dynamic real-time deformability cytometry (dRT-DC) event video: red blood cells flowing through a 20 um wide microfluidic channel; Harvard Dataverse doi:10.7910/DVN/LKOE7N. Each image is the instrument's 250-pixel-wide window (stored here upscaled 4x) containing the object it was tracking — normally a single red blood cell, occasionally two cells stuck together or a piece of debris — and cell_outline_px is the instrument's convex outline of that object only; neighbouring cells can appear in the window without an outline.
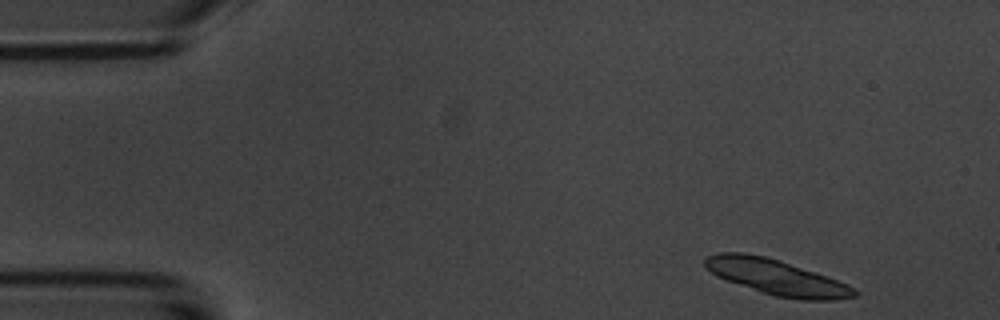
{"species": "common noctule bat (a hibernating species)", "species_latin": "Nyctalus noctula", "temperature_condition": "room temperature", "stored_images_in_passage": 5, "camera_frame_rate_fps": 3000, "um_per_image_px": 0.085, "animal": {"sex": "male", "body_mass_g": 20.1, "forearm_length_mm": 53.5}, "frame": {"image": 1, "passage_image": 1, "time_ms": 0.0, "image_size_px": [1000, 320], "cell_outline_px": [[860, 292], [856, 296], [836, 300], [800, 300], [772, 296], [760, 292], [716, 276], [704, 268], [704, 256], [720, 252], [744, 252], [764, 256], [848, 284], [856, 288]], "centroid_in_image_um": [65.96, 23.58], "position_along_channel_um": 19.0, "area_um2": 30.69}}
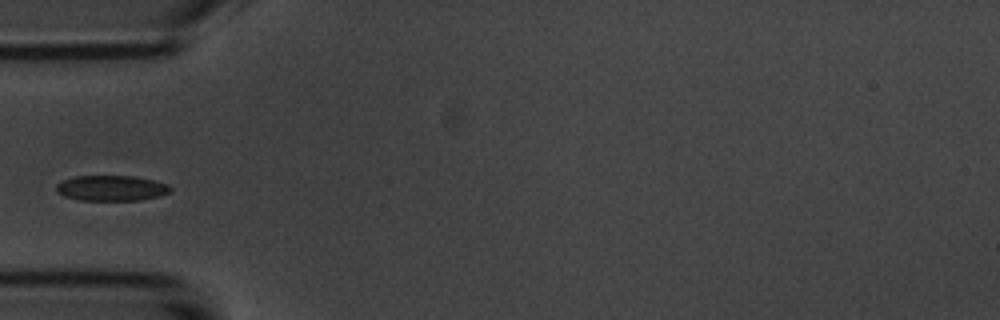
{"frame": {"image": 2, "passage_image": 5, "time_ms": 4.333, "image_size_px": [1000, 320], "cell_outline_px": [[172, 192], [160, 196], [140, 200], [80, 200], [64, 196], [56, 192], [56, 184], [64, 180], [76, 176], [136, 176], [168, 184], [172, 188]], "centroid_in_image_um": [9.49, 15.99], "position_along_channel_um": 75.5, "area_um2": 16.99}}